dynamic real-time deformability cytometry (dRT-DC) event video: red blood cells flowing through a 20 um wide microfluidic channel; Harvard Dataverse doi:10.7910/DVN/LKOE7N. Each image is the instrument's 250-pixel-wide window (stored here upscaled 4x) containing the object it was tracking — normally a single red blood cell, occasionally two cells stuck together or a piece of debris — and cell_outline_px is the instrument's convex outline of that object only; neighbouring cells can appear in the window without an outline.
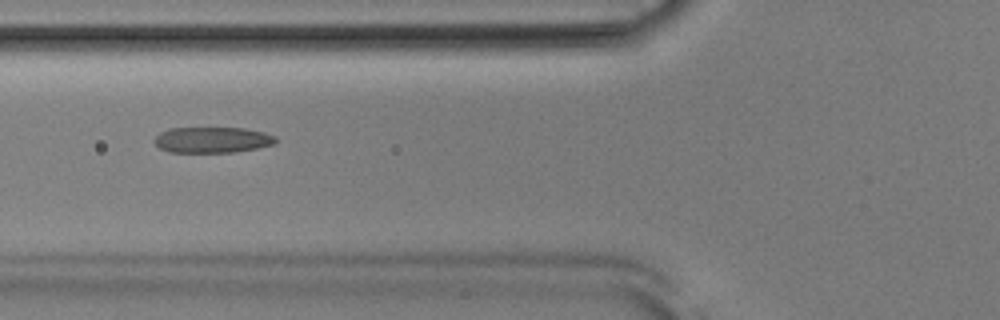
{"species": "Egyptian fruit bat (a non-hibernating species)", "species_latin": "Rousettus aegyptiacus", "temperature_condition": "room temperature", "stored_images_in_passage": 52, "camera_frame_rate_fps": 3000, "um_per_image_px": 0.085, "animal": {"sex": "male"}, "frame": {"image": 1, "passage_image": 20, "time_ms": 6.333, "image_size_px": [1000, 320], "cell_outline_px": [[276, 144], [236, 152], [168, 152], [160, 148], [152, 140], [160, 132], [168, 128], [244, 128], [264, 132], [276, 136]], "centroid_in_image_um": [18.04, 11.89], "position_along_channel_um": 107.8, "area_um2": 18.38}}
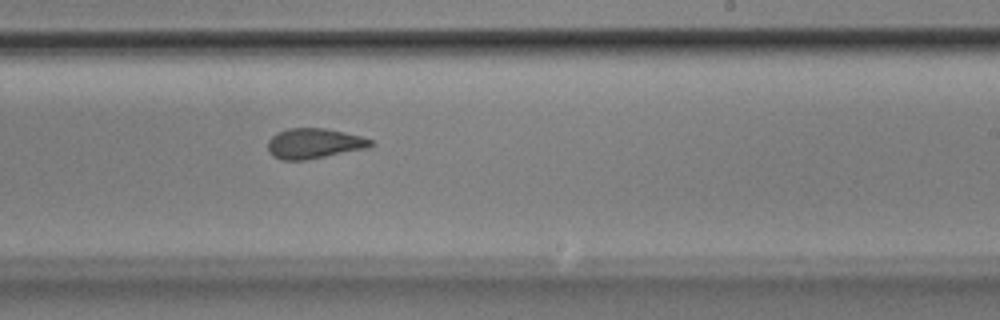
{"frame": {"image": 2, "passage_image": 32, "time_ms": 10.333, "image_size_px": [1000, 320], "cell_outline_px": [[376, 144], [368, 148], [308, 160], [280, 160], [272, 156], [268, 152], [268, 140], [276, 132], [288, 128], [324, 128], [344, 132], [360, 136], [372, 140]], "centroid_in_image_um": [26.68, 12.2], "position_along_channel_um": 262.3, "area_um2": 18.38}}
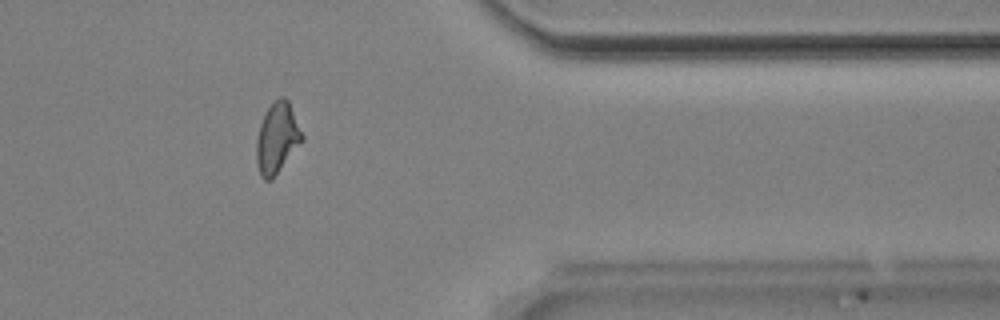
{"frame": {"image": 3, "passage_image": 43, "time_ms": 14.0, "image_size_px": [1000, 320], "cell_outline_px": [[304, 140], [272, 180], [264, 180], [260, 176], [256, 164], [256, 140], [260, 124], [268, 108], [280, 96], [284, 96], [288, 100], [304, 136]], "centroid_in_image_um": [23.55, 11.78], "position_along_channel_um": 387.8, "area_um2": 18.84}, "authors_computed_cell_mechanics": {"area_um2": 18.496, "velocity_mm_per_s": 3.8698, "shape_relaxation_time_tau1_ms": 10.2018, "shape_relaxation_time_tau2_ms": 2.1729, "deformation_change_tau1": 0.2551, "deformation_change_tau2": 0.0921}}